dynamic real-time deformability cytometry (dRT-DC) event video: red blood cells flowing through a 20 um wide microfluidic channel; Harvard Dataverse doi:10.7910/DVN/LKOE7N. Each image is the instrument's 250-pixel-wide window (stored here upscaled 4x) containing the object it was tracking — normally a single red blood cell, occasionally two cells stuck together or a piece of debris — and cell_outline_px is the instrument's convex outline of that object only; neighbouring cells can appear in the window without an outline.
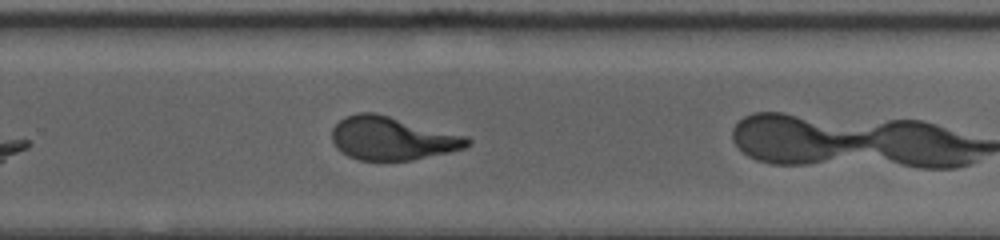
{"species": "human", "species_latin": "Homo sapiens", "temperature_condition": "warm", "stored_images_in_passage": 38, "segment_of_instrument_passage": [2, 2], "camera_frame_rate_fps": 3000, "um_per_image_px": 0.085, "donor": {"sex": "female"}, "frame": {"image": 1, "passage_image": 37, "time_ms": 12.0, "image_size_px": [1000, 240], "cell_outline_px": [[472, 144], [464, 148], [448, 152], [412, 160], [360, 160], [348, 156], [340, 152], [336, 148], [332, 140], [332, 128], [344, 116], [360, 112], [376, 112], [468, 136], [472, 140]], "centroid_in_image_um": [33.34, 11.75], "position_along_channel_um": 296.5, "area_um2": 34.45}}